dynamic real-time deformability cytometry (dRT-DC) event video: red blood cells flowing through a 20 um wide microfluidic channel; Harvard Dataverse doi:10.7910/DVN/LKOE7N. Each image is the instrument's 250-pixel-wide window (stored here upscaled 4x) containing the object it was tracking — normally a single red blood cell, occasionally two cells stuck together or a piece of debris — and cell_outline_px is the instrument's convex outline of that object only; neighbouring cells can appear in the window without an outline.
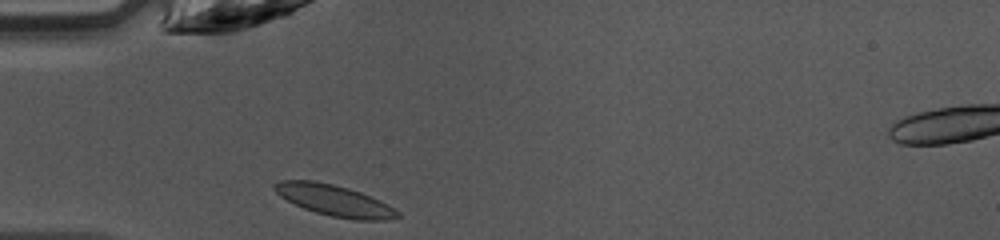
{"species": "common noctule bat (a hibernating species)", "species_latin": "Nyctalus noctula", "temperature_condition": "warm", "stored_images_in_passage": 34, "camera_frame_rate_fps": 3000, "um_per_image_px": 0.085, "animal": {"sex": "female", "body_mass_g": 10.0, "forearm_length_mm": 53.1}, "frame": {"image": 1, "passage_image": 1, "time_ms": 0.0, "image_size_px": [1000, 240], "cell_outline_px": [[400, 216], [384, 220], [356, 220], [332, 216], [316, 212], [304, 208], [280, 196], [272, 188], [272, 184], [280, 180], [316, 180], [348, 188], [360, 192], [380, 200], [388, 204], [400, 212]], "centroid_in_image_um": [28.42, 17.02], "position_along_channel_um": 56.6, "area_um2": 22.2}}
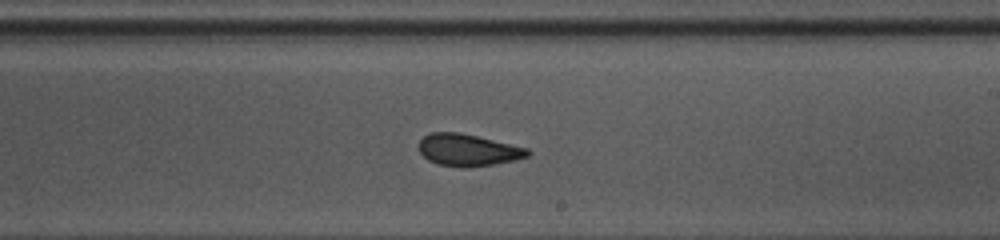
{"frame": {"image": 2, "passage_image": 15, "time_ms": 4.667, "image_size_px": [1000, 240], "cell_outline_px": [[532, 152], [528, 156], [512, 160], [492, 164], [436, 164], [428, 160], [420, 152], [416, 144], [428, 132], [456, 132], [476, 136], [528, 148]], "centroid_in_image_um": [39.73, 12.69], "position_along_channel_um": 249.3, "area_um2": 19.42}}
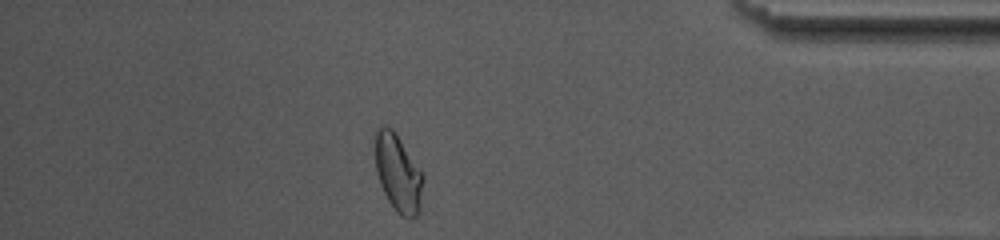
{"frame": {"image": 3, "passage_image": 28, "time_ms": 9.0, "image_size_px": [1000, 240], "cell_outline_px": [[424, 176], [420, 212], [416, 216], [408, 220], [400, 216], [396, 212], [388, 200], [380, 184], [376, 172], [376, 128], [392, 128], [396, 132], [424, 172]], "centroid_in_image_um": [33.89, 14.76], "position_along_channel_um": 401.3, "area_um2": 22.02}, "authors_computed_cell_mechanics": {"area_um2": 20.9814, "velocity_mm_per_s": 4.2395, "shape_relaxation_time_tau1_ms": 4.2538, "shape_relaxation_time_tau2_ms": 1.7637, "deformation_change_tau1": 0.115, "deformation_change_tau2": 0.0527}}